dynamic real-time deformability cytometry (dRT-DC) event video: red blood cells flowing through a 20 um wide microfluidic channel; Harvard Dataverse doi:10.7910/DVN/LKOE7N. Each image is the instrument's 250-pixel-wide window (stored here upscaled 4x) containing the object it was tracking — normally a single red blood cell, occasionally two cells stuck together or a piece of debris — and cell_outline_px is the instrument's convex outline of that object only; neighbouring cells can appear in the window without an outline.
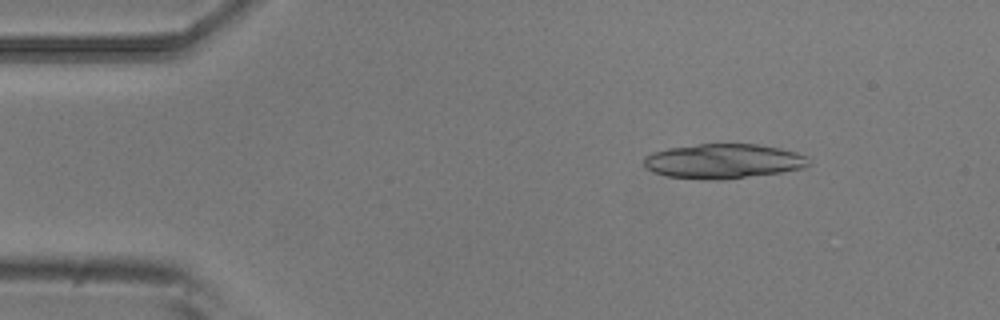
{"species": "common noctule bat (a hibernating species)", "species_latin": "Nyctalus noctula", "temperature_condition": "room temperature", "stored_images_in_passage": 4, "camera_frame_rate_fps": 3000, "um_per_image_px": 0.085, "animal": {"sex": "male", "body_mass_g": 20.5, "forearm_length_mm": 52.5}, "frame": {"image": 1, "passage_image": 1, "time_ms": 0.0, "image_size_px": [1000, 320], "cell_outline_px": [[812, 164], [804, 168], [780, 172], [724, 180], [704, 180], [668, 176], [652, 172], [644, 164], [644, 156], [652, 152], [668, 148], [700, 144], [756, 144], [780, 148], [796, 152], [808, 156], [812, 160]], "centroid_in_image_um": [61.52, 13.7], "position_along_channel_um": 23.5, "area_um2": 33.58}}